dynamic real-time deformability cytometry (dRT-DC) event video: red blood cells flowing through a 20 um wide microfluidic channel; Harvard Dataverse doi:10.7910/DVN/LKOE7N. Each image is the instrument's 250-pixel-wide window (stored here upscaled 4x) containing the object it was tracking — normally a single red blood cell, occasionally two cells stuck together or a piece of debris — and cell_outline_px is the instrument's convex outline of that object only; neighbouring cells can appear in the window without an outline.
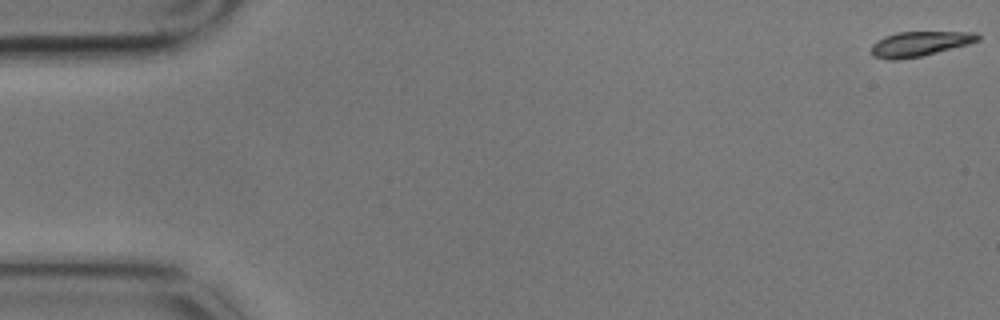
{"species": "common noctule bat (a hibernating species)", "species_latin": "Nyctalus noctula", "temperature_condition": "cold", "stored_images_in_passage": 7, "camera_frame_rate_fps": 3000, "um_per_image_px": 0.085, "animal": {"sex": "male", "body_mass_g": 17.9}, "frame": {"image": 1, "passage_image": 1, "time_ms": 0.0, "image_size_px": [1000, 320], "cell_outline_px": [[980, 40], [968, 44], [924, 56], [896, 60], [892, 60], [872, 56], [872, 44], [884, 36], [896, 32], [976, 32], [980, 36]], "centroid_in_image_um": [78.18, 3.73], "position_along_channel_um": 6.8, "area_um2": 15.49}}
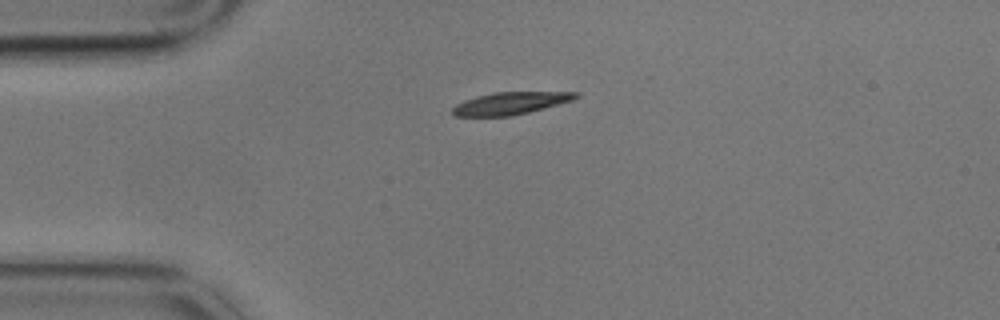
{"frame": {"image": 2, "passage_image": 5, "time_ms": 1.333, "image_size_px": [1000, 320], "cell_outline_px": [[580, 96], [572, 100], [528, 112], [512, 116], [456, 116], [452, 112], [452, 108], [456, 104], [464, 100], [476, 96], [492, 92], [580, 92]], "centroid_in_image_um": [43.37, 8.77], "position_along_channel_um": 41.6, "area_um2": 15.95}}